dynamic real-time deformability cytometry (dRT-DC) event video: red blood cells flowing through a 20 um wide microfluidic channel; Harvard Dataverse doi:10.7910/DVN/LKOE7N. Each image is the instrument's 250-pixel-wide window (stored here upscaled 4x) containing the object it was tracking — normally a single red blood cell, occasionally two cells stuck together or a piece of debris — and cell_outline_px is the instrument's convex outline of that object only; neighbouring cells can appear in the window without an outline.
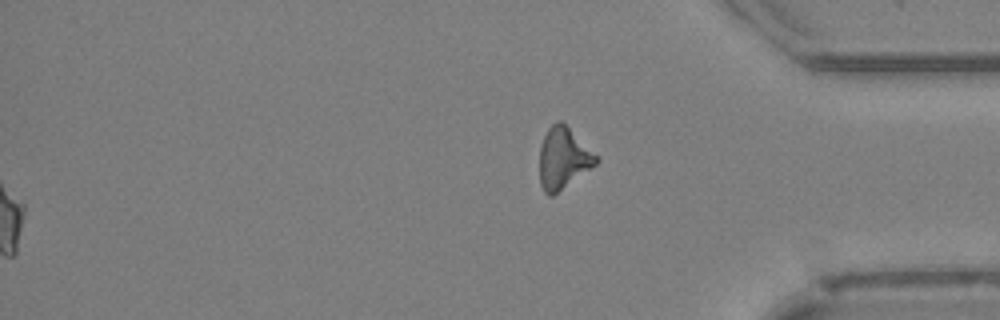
{"species": "Egyptian fruit bat (a non-hibernating species)", "species_latin": "Rousettus aegyptiacus", "temperature_condition": "cold", "stored_images_in_passage": 47, "segment_of_instrument_passage": [2, 2], "camera_frame_rate_fps": 3000, "um_per_image_px": 0.085, "animal": {"sex": "female"}, "frame": {"image": 1, "passage_image": 47, "time_ms": 15.333, "image_size_px": [1000, 320], "cell_outline_px": [[600, 160], [596, 164], [552, 196], [548, 196], [544, 192], [540, 184], [540, 144], [548, 128], [556, 120], [560, 120], [600, 156]], "centroid_in_image_um": [47.88, 13.43], "position_along_channel_um": 387.3, "area_um2": 20.23}}